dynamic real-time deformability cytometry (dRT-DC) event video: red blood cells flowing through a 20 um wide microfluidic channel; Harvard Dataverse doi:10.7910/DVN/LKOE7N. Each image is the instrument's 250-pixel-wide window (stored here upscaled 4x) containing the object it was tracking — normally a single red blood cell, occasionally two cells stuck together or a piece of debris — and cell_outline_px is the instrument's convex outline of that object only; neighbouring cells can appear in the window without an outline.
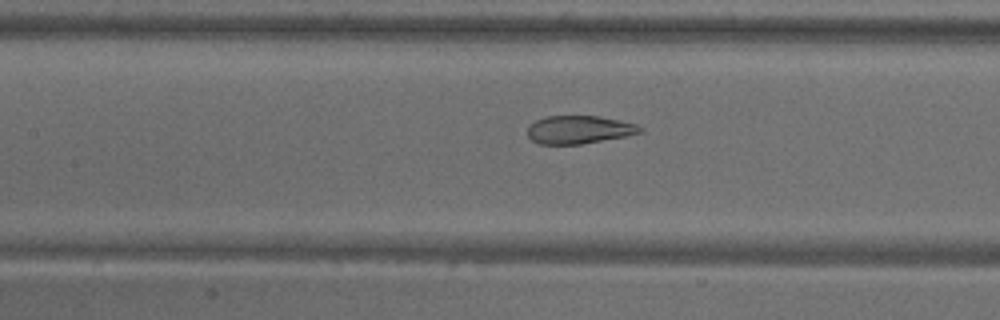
{"species": "common noctule bat (a hibernating species)", "species_latin": "Nyctalus noctula", "temperature_condition": "warm", "stored_images_in_passage": 49, "camera_frame_rate_fps": 3000, "um_per_image_px": 0.085, "animal": {"sex": "male", "body_mass_g": 18.8}, "frame": {"image": 1, "passage_image": 19, "time_ms": 6.0, "image_size_px": [1000, 320], "cell_outline_px": [[644, 128], [640, 132], [624, 136], [580, 144], [540, 144], [532, 140], [528, 136], [528, 124], [536, 120], [548, 116], [600, 116], [620, 120], [636, 124]], "centroid_in_image_um": [49.19, 11.01], "position_along_channel_um": 158.2, "area_um2": 18.26}}
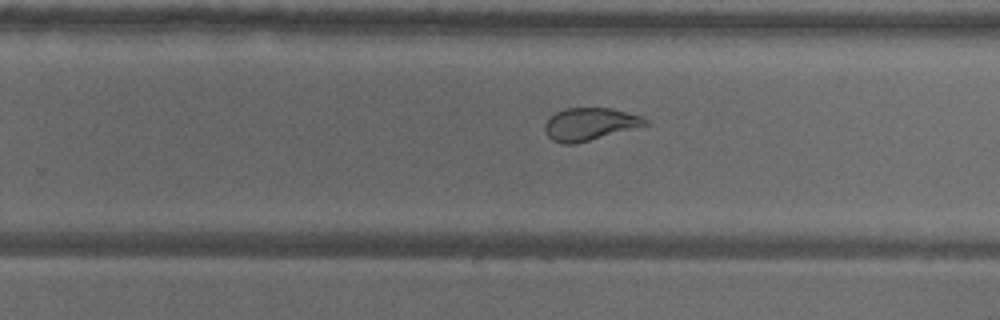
{"frame": {"image": 2, "passage_image": 29, "time_ms": 9.333, "image_size_px": [1000, 320], "cell_outline_px": [[648, 124], [576, 144], [564, 144], [552, 140], [544, 132], [544, 124], [556, 112], [564, 108], [612, 108], [640, 116], [648, 120]], "centroid_in_image_um": [50.09, 10.55], "position_along_channel_um": 279.7, "area_um2": 18.84}}
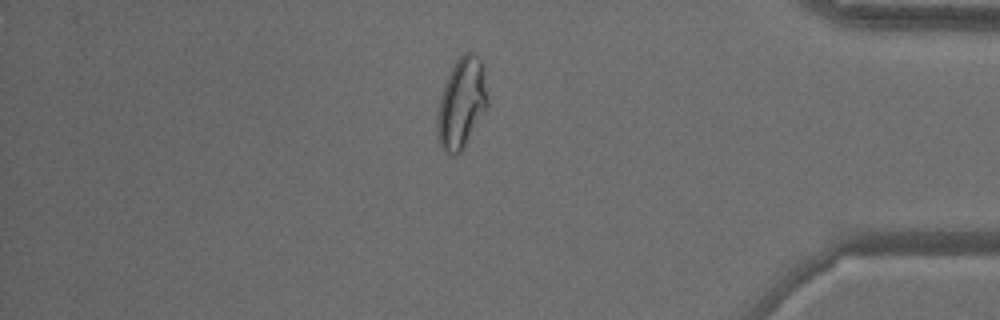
{"frame": {"image": 3, "passage_image": 41, "time_ms": 13.333, "image_size_px": [1000, 320], "cell_outline_px": [[488, 104], [460, 152], [456, 156], [452, 156], [440, 144], [436, 128], [436, 124], [440, 96], [444, 84], [456, 60], [464, 52], [472, 52], [480, 60], [488, 100]], "centroid_in_image_um": [39.2, 8.76], "position_along_channel_um": 396.0, "area_um2": 25.66}, "authors_computed_cell_mechanics": {"area_um2": 23.8136, "velocity_mm_per_s": 3.6541, "shape_relaxation_time_tau1_ms": null, "shape_relaxation_time_tau2_ms": 1.102, "deformation_change_tau1": null, "deformation_change_tau2": 0.0633}}